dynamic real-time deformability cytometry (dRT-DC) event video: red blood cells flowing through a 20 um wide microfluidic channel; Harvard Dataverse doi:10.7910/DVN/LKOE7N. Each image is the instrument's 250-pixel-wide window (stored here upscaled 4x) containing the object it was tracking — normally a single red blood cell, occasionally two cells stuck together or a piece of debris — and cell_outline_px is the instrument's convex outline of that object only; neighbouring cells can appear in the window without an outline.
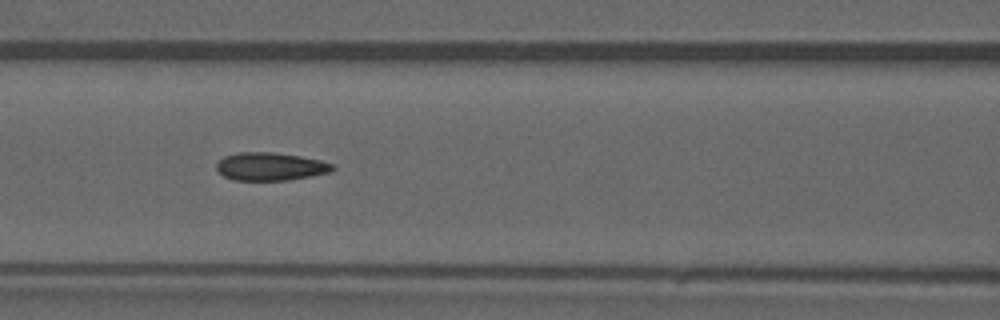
{"species": "common noctule bat (a hibernating species)", "species_latin": "Nyctalus noctula", "temperature_condition": "warm", "stored_images_in_passage": 46, "camera_frame_rate_fps": 3000, "um_per_image_px": 0.085, "animal": {"sex": "male", "forearm_length_mm": 52.5}, "frame": {"image": 1, "passage_image": 20, "time_ms": 6.333, "image_size_px": [1000, 320], "cell_outline_px": [[336, 168], [328, 172], [312, 176], [288, 180], [232, 180], [224, 176], [216, 168], [216, 164], [224, 156], [236, 152], [272, 152], [300, 156], [320, 160], [332, 164]], "centroid_in_image_um": [22.96, 14.15], "position_along_channel_um": 143.6, "area_um2": 18.9}}